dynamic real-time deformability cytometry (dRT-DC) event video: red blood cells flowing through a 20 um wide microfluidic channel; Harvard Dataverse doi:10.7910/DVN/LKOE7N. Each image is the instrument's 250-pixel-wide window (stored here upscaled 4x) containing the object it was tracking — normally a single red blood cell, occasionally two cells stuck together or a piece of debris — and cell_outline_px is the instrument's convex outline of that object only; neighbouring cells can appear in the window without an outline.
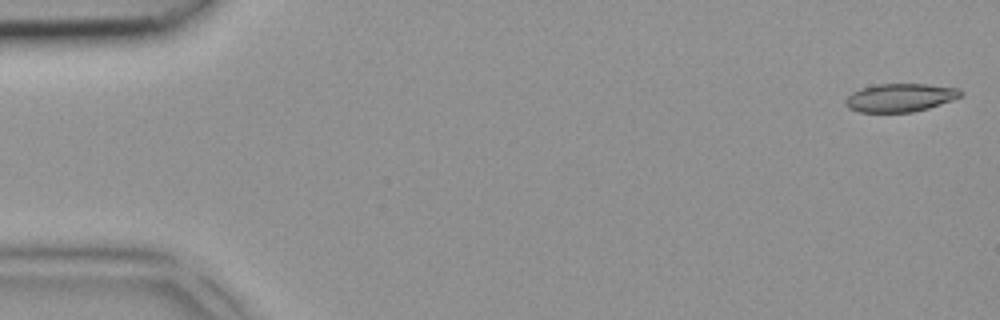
{"species": "common noctule bat (a hibernating species)", "species_latin": "Nyctalus noctula", "temperature_condition": "room temperature", "stored_images_in_passage": 2, "segment_of_instrument_passage": [2, 2], "camera_frame_rate_fps": 3000, "um_per_image_px": 0.085, "animal": {"sex": "female", "body_mass_g": 18.4}, "frame": {"image": 1, "passage_image": 2, "time_ms": 0.333, "image_size_px": [1000, 320], "cell_outline_px": [[964, 96], [928, 108], [912, 112], [860, 112], [848, 108], [844, 104], [844, 100], [852, 92], [860, 88], [876, 84], [928, 84], [956, 88], [964, 92]], "centroid_in_image_um": [76.5, 8.29], "position_along_channel_um": 8.5, "area_um2": 19.07}}